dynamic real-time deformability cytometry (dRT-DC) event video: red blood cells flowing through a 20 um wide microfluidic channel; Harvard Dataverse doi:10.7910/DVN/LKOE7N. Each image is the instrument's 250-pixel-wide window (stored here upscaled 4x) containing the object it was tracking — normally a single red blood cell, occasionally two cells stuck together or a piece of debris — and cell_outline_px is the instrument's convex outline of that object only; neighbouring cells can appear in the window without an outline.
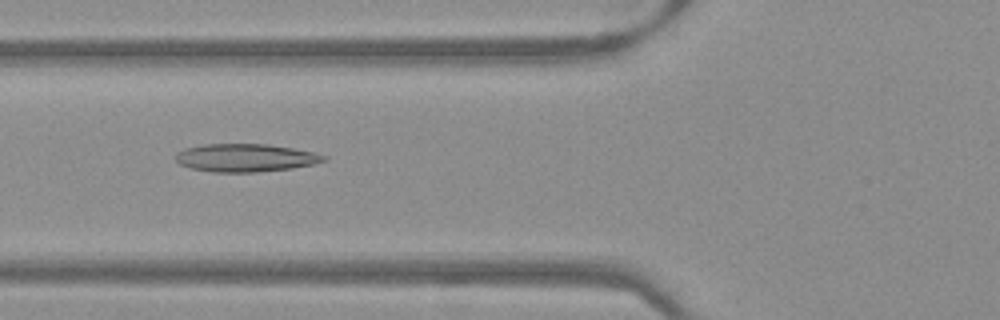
{"species": "Egyptian fruit bat (a non-hibernating species)", "species_latin": "Rousettus aegyptiacus", "temperature_condition": "warm", "stored_images_in_passage": 50, "camera_frame_rate_fps": 3000, "um_per_image_px": 0.085, "frame": {"image": 1, "passage_image": 19, "time_ms": 6.0, "image_size_px": [1000, 320], "cell_outline_px": [[328, 160], [316, 164], [292, 168], [256, 172], [212, 172], [192, 168], [180, 164], [176, 160], [176, 152], [184, 148], [200, 144], [268, 144], [292, 148], [312, 152], [328, 156]], "centroid_in_image_um": [20.88, 13.41], "position_along_channel_um": 104.9, "area_um2": 24.28}}
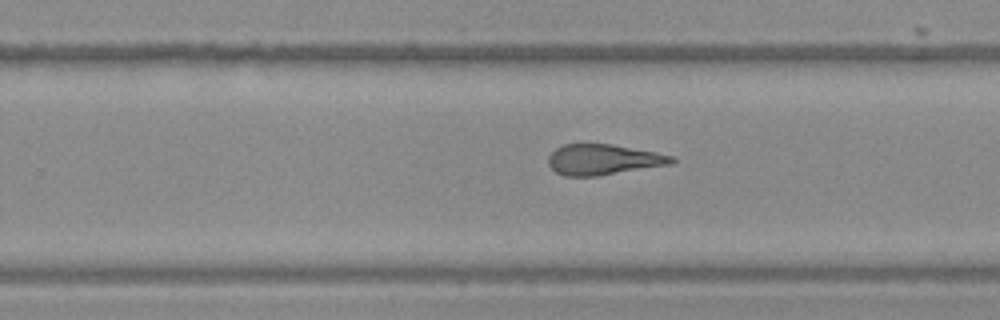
{"frame": {"image": 2, "passage_image": 32, "time_ms": 10.333, "image_size_px": [1000, 320], "cell_outline_px": [[676, 160], [672, 164], [600, 176], [564, 176], [556, 172], [548, 164], [548, 156], [556, 148], [564, 144], [612, 144], [656, 152], [672, 156]], "centroid_in_image_um": [51.28, 13.57], "position_along_channel_um": 278.5, "area_um2": 22.08}}
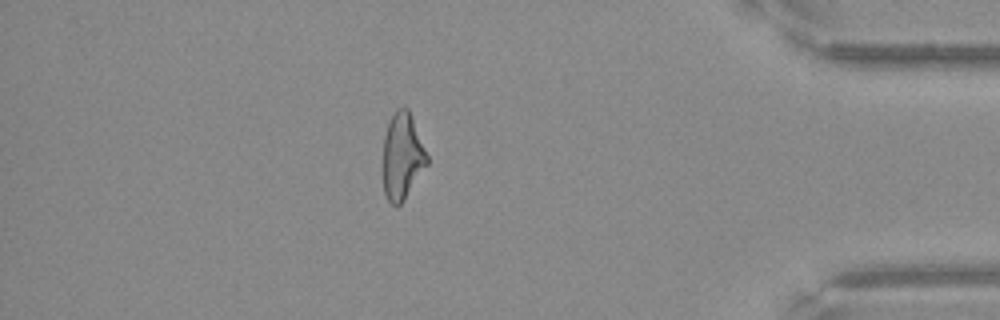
{"frame": {"image": 3, "passage_image": 44, "time_ms": 14.333, "image_size_px": [1000, 320], "cell_outline_px": [[428, 164], [404, 200], [396, 208], [388, 200], [384, 192], [384, 136], [388, 124], [396, 108], [408, 108], [428, 156]], "centroid_in_image_um": [34.2, 13.31], "position_along_channel_um": 401.0, "area_um2": 21.91}}